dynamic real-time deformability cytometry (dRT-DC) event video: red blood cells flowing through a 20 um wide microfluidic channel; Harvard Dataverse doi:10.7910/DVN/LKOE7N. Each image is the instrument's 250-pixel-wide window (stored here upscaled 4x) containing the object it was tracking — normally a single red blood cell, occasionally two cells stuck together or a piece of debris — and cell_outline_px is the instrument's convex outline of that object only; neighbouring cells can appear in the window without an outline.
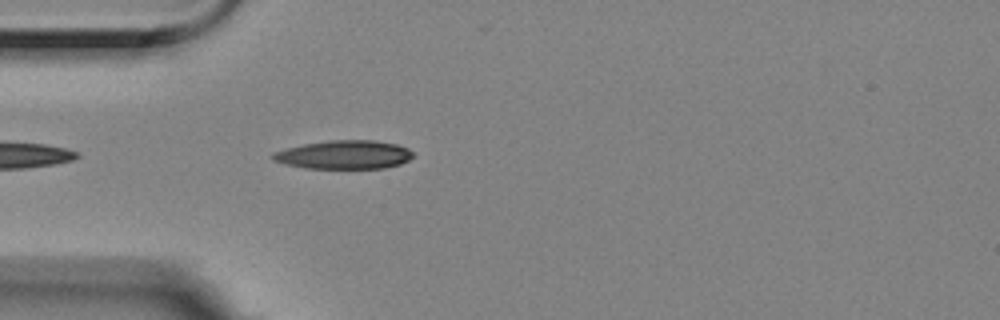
{"species": "Egyptian fruit bat (a non-hibernating species)", "species_latin": "Rousettus aegyptiacus", "temperature_condition": "room temperature", "stored_images_in_passage": 4, "camera_frame_rate_fps": 3000, "um_per_image_px": 0.085, "animal": {"sex": "female"}, "frame": {"image": 1, "passage_image": 4, "time_ms": 1.0, "image_size_px": [1000, 320], "cell_outline_px": [[412, 156], [408, 160], [400, 164], [384, 168], [304, 168], [284, 164], [272, 160], [268, 156], [272, 152], [304, 144], [328, 140], [372, 140], [396, 144], [408, 148], [412, 152]], "centroid_in_image_um": [29.2, 13.15], "position_along_channel_um": 55.8, "area_um2": 23.41}}